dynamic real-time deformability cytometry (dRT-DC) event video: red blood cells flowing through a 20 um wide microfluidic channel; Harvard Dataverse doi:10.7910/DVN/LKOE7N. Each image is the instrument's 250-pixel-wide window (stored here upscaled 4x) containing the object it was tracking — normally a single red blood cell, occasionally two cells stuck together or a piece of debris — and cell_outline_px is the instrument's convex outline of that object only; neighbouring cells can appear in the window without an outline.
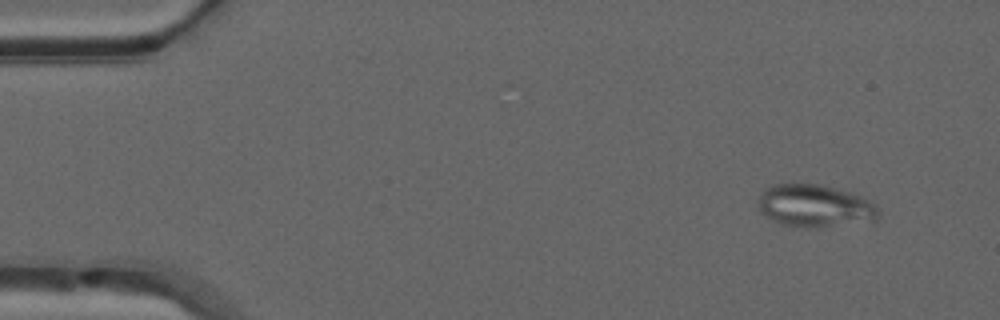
{"species": "common noctule bat (a hibernating species)", "species_latin": "Nyctalus noctula", "temperature_condition": "warm", "stored_images_in_passage": 51, "camera_frame_rate_fps": 3000, "um_per_image_px": 0.085, "animal": {"sex": "male", "forearm_length_mm": 52.5}, "frame": {"image": 1, "passage_image": 5, "time_ms": 1.333, "image_size_px": [1000, 320], "cell_outline_px": [[880, 212], [876, 220], [820, 228], [804, 228], [784, 224], [772, 220], [760, 212], [760, 192], [764, 188], [776, 184], [820, 184], [848, 192], [860, 196], [876, 204]], "centroid_in_image_um": [69.27, 17.51], "position_along_channel_um": 15.7, "area_um2": 29.77}}
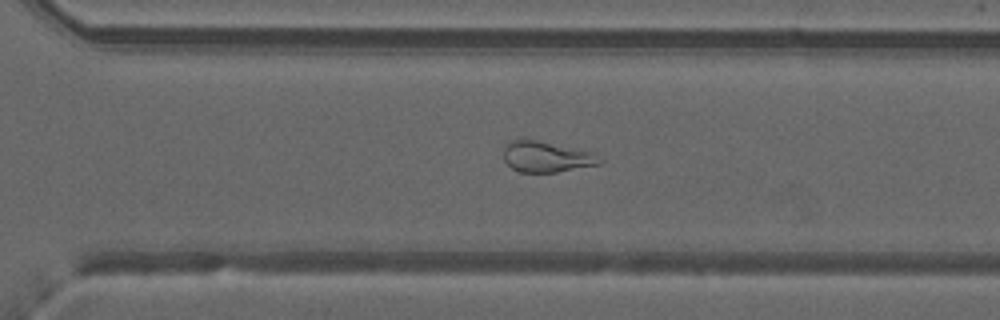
{"frame": {"image": 2, "passage_image": 36, "time_ms": 11.667, "image_size_px": [1000, 320], "cell_outline_px": [[604, 160], [600, 164], [556, 172], [520, 172], [512, 168], [504, 160], [504, 148], [512, 140], [524, 136], [588, 152]], "centroid_in_image_um": [46.38, 13.3], "position_along_channel_um": 324.2, "area_um2": 17.22}}
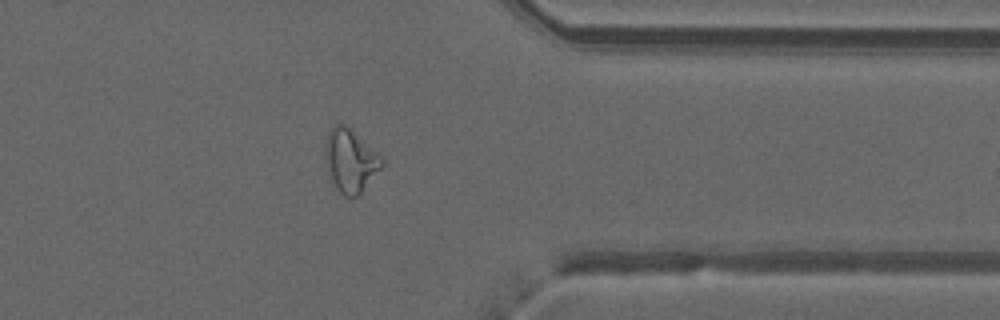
{"frame": {"image": 3, "passage_image": 41, "time_ms": 13.333, "image_size_px": [1000, 320], "cell_outline_px": [[384, 164], [360, 192], [356, 196], [344, 196], [336, 188], [324, 160], [324, 148], [328, 132], [336, 124], [344, 124], [380, 152], [384, 160]], "centroid_in_image_um": [29.79, 13.61], "position_along_channel_um": 381.6, "area_um2": 20.63}, "authors_computed_cell_mechanics": {"area_um2": 22.1374, "velocity_mm_per_s": 4.0366, "shape_relaxation_time_tau1_ms": null, "shape_relaxation_time_tau2_ms": 1.1161, "deformation_change_tau1": null, "deformation_change_tau2": 0.0789}}